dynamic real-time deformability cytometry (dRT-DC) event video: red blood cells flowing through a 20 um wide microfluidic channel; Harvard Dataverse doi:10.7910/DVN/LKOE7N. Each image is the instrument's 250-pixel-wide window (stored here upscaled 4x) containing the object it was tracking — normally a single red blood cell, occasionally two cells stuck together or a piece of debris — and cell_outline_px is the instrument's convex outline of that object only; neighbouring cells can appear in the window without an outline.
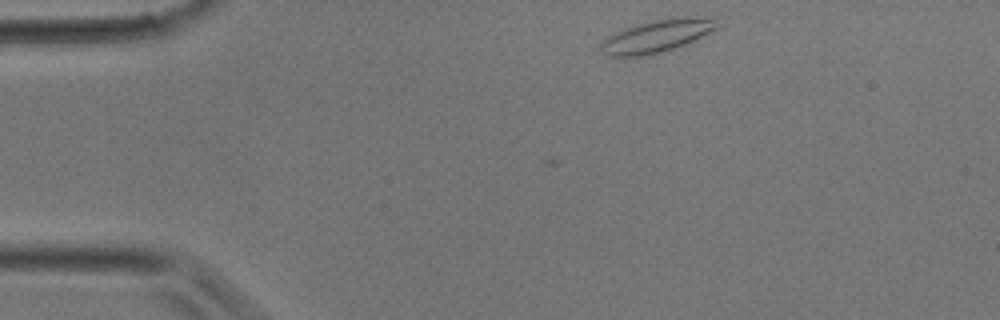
{"species": "common noctule bat (a hibernating species)", "species_latin": "Nyctalus noctula", "temperature_condition": "room temperature", "stored_images_in_passage": 7, "camera_frame_rate_fps": 3000, "um_per_image_px": 0.085, "animal": {"sex": "male", "body_mass_g": 17.9}, "frame": {"image": 1, "passage_image": 1, "time_ms": 0.0, "image_size_px": [1000, 320], "cell_outline_px": [[724, 24], [720, 28], [676, 48], [644, 56], [608, 56], [600, 52], [600, 44], [608, 36], [616, 32], [636, 24], [672, 16], [716, 16]], "centroid_in_image_um": [55.97, 3.02], "position_along_channel_um": 29.0, "area_um2": 22.77}}